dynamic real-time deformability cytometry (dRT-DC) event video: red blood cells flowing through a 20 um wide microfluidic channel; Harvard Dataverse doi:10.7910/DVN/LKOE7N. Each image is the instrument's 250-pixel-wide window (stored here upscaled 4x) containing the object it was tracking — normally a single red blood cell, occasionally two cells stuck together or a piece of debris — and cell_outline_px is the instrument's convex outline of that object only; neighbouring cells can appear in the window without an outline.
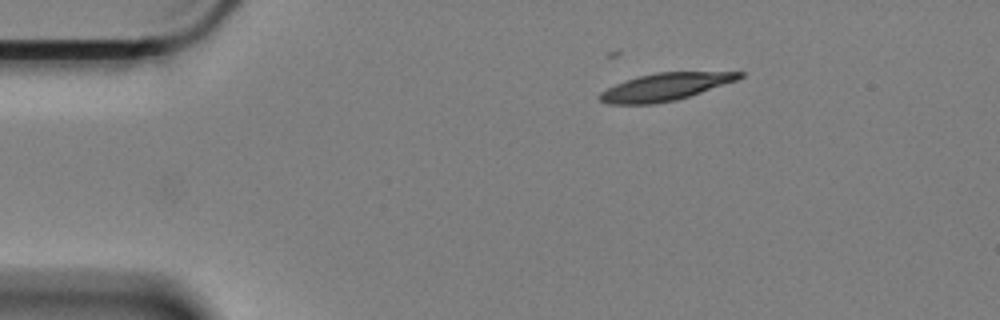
{"species": "Egyptian fruit bat (a non-hibernating species)", "species_latin": "Rousettus aegyptiacus", "temperature_condition": "cold", "stored_images_in_passage": 10, "camera_frame_rate_fps": 3000, "um_per_image_px": 0.085, "animal": {"sex": "female"}, "frame": {"image": 1, "passage_image": 1, "time_ms": 0.0, "image_size_px": [1000, 320], "cell_outline_px": [[744, 76], [736, 80], [676, 100], [652, 104], [608, 104], [600, 100], [596, 96], [600, 92], [624, 80], [656, 72], [744, 72]], "centroid_in_image_um": [56.48, 7.39], "position_along_channel_um": 28.5, "area_um2": 22.02}}
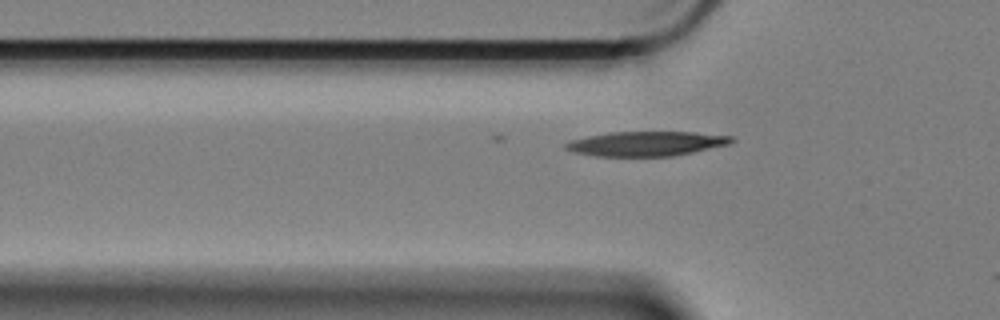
{"frame": {"image": 2, "passage_image": 10, "time_ms": 3.0, "image_size_px": [1000, 320], "cell_outline_px": [[736, 140], [728, 144], [692, 152], [672, 156], [596, 156], [572, 152], [564, 148], [564, 144], [568, 140], [608, 132], [696, 132], [736, 136]], "centroid_in_image_um": [54.92, 12.2], "position_along_channel_um": 70.9, "area_um2": 23.93}}